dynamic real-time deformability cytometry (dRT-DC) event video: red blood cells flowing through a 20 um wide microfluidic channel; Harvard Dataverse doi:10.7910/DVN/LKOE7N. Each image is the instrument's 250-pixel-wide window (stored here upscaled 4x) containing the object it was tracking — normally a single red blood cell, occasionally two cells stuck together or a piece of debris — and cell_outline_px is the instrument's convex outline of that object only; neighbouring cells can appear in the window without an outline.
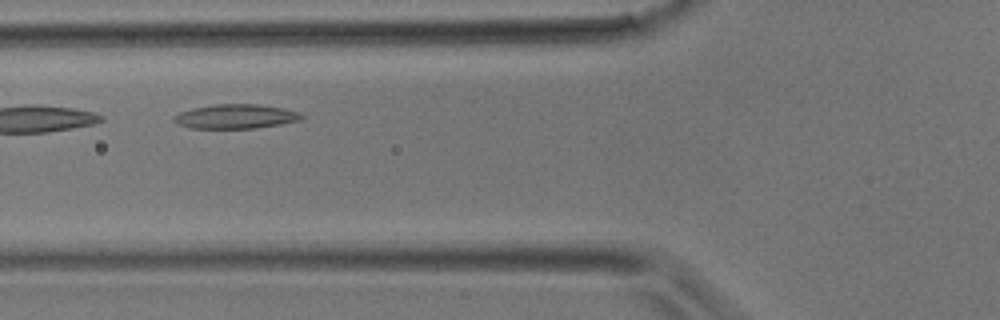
{"species": "common noctule bat (a hibernating species)", "species_latin": "Nyctalus noctula", "temperature_condition": "room temperature", "stored_images_in_passage": 23, "camera_frame_rate_fps": 3000, "um_per_image_px": 0.085, "animal": {"sex": "male", "body_mass_g": 17.9}, "frame": {"image": 1, "passage_image": 7, "time_ms": 2.0, "image_size_px": [1000, 320], "cell_outline_px": [[304, 116], [300, 120], [280, 124], [252, 128], [188, 128], [172, 120], [172, 116], [180, 112], [192, 108], [216, 104], [260, 104], [284, 108], [296, 112]], "centroid_in_image_um": [19.99, 9.89], "position_along_channel_um": 105.8, "area_um2": 17.98}}